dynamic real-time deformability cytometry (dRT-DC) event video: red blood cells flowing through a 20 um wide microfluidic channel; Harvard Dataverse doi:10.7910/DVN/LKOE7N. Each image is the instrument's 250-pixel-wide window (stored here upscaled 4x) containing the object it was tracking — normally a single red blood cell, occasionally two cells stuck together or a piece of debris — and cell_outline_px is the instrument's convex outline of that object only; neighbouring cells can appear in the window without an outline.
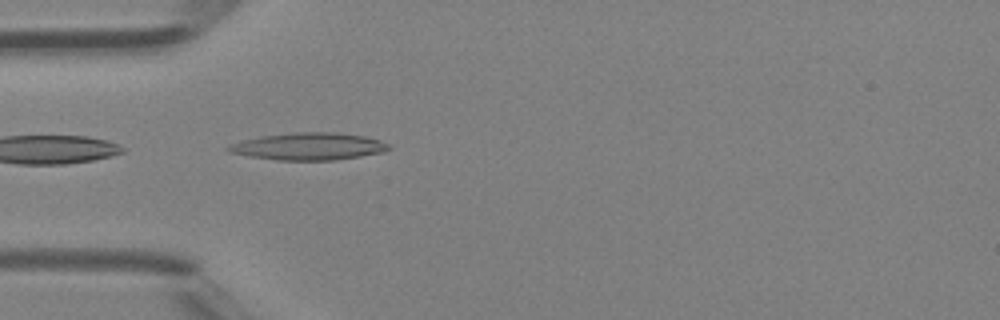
{"species": "Egyptian fruit bat (a non-hibernating species)", "species_latin": "Rousettus aegyptiacus", "temperature_condition": "room temperature", "stored_images_in_passage": 32, "camera_frame_rate_fps": 3000, "um_per_image_px": 0.085, "animal": {"sex": "female"}, "frame": {"image": 1, "passage_image": 1, "time_ms": 0.0, "image_size_px": [1000, 320], "cell_outline_px": [[392, 148], [384, 152], [360, 156], [332, 160], [276, 160], [248, 156], [228, 152], [224, 148], [232, 144], [244, 140], [260, 136], [296, 132], [332, 132], [364, 136], [380, 140], [388, 144]], "centroid_in_image_um": [26.23, 12.44], "position_along_channel_um": 58.8, "area_um2": 25.37}}
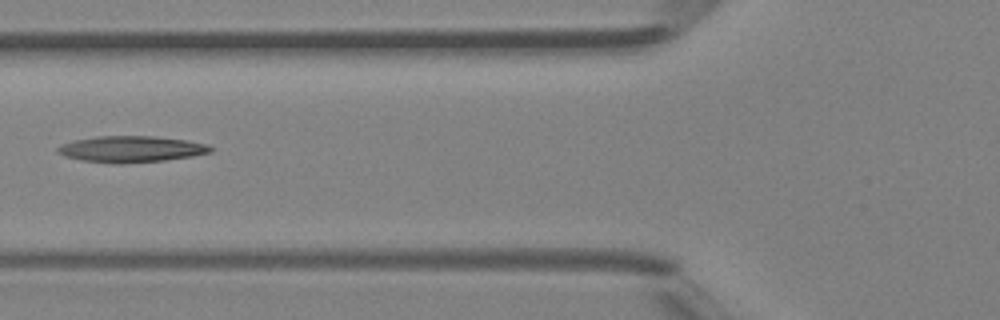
{"frame": {"image": 2, "passage_image": 5, "time_ms": 1.333, "image_size_px": [1000, 320], "cell_outline_px": [[212, 152], [192, 156], [164, 160], [120, 164], [84, 160], [64, 156], [56, 152], [56, 148], [72, 140], [96, 136], [156, 136], [188, 140], [208, 144], [212, 148]], "centroid_in_image_um": [11.16, 12.66], "position_along_channel_um": 114.6, "area_um2": 23.41}}
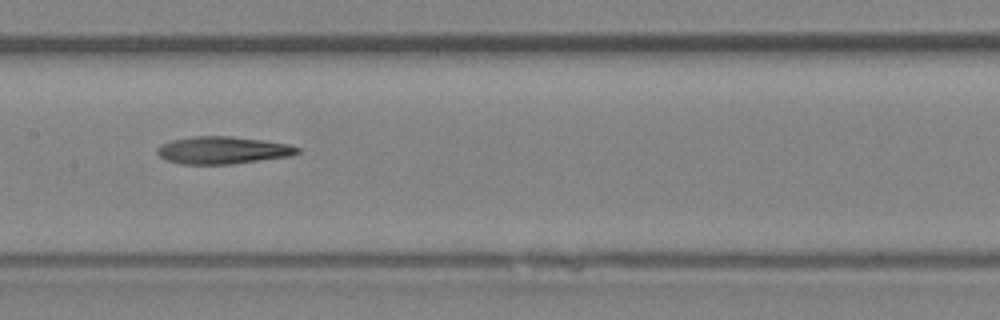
{"frame": {"image": 3, "passage_image": 10, "time_ms": 3.0, "image_size_px": [1000, 320], "cell_outline_px": [[300, 152], [288, 156], [232, 164], [180, 164], [168, 160], [160, 156], [156, 152], [156, 148], [160, 144], [172, 140], [192, 136], [232, 136], [288, 144], [300, 148]], "centroid_in_image_um": [18.89, 12.76], "position_along_channel_um": 188.5, "area_um2": 22.25}, "authors_computed_cell_mechanics": {"area_um2": 22.542, "velocity_mm_per_s": 4.4491, "shape_relaxation_time_tau1_ms": 7.5581, "shape_relaxation_time_tau2_ms": null, "deformation_change_tau1": 0.2074, "deformation_change_tau2": null}}